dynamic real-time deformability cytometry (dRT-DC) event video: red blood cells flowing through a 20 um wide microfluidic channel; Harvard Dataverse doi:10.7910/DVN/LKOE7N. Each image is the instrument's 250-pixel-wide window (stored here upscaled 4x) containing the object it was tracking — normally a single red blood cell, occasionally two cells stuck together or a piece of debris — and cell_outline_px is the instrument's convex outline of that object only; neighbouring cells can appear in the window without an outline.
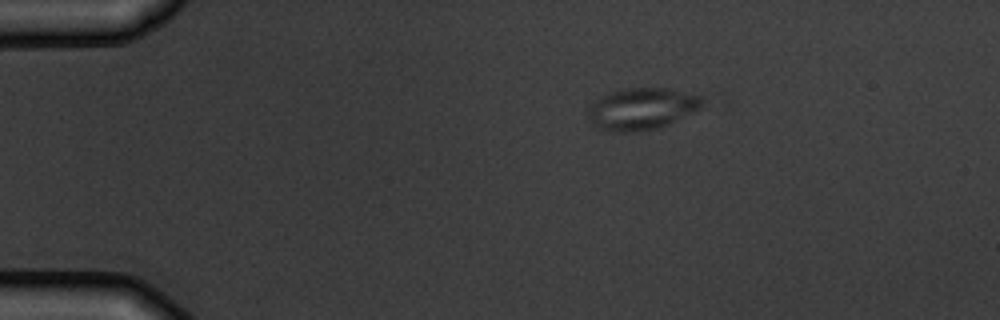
{"species": "common noctule bat (a hibernating species)", "species_latin": "Nyctalus noctula", "temperature_condition": "warm", "stored_images_in_passage": 4, "camera_frame_rate_fps": 3000, "um_per_image_px": 0.085, "animal": {"sex": "male", "body_mass_g": 19.5, "forearm_length_mm": 54.6}, "frame": {"image": 1, "passage_image": 1, "time_ms": 0.0, "image_size_px": [1000, 320], "cell_outline_px": [[704, 100], [700, 108], [660, 128], [640, 132], [612, 132], [596, 128], [588, 116], [588, 104], [612, 92], [624, 88], [668, 88], [700, 96]], "centroid_in_image_um": [54.51, 9.27], "position_along_channel_um": 30.5, "area_um2": 27.8}}